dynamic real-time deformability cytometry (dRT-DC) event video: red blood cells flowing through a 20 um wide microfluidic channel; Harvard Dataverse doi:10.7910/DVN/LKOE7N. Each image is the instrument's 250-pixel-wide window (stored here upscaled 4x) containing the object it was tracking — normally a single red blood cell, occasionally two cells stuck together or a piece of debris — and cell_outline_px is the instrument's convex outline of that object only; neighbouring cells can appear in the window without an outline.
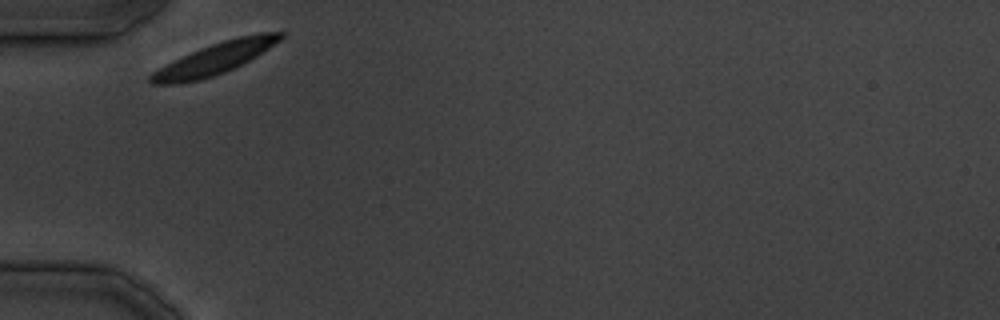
{"species": "common noctule bat (a hibernating species)", "species_latin": "Nyctalus noctula", "temperature_condition": "cold", "stored_images_in_passage": 22, "camera_frame_rate_fps": 3000, "um_per_image_px": 0.085, "animal": {"sex": "male", "body_mass_g": 19.5, "forearm_length_mm": 54.6}, "frame": {"image": 1, "passage_image": 1, "time_ms": 0.0, "image_size_px": [1000, 320], "cell_outline_px": [[284, 36], [280, 40], [256, 56], [224, 72], [200, 80], [180, 84], [152, 84], [148, 80], [148, 76], [152, 72], [192, 52], [212, 44], [224, 40], [240, 36], [260, 32], [284, 32]], "centroid_in_image_um": [18.25, 4.99], "position_along_channel_um": 66.8, "area_um2": 23.12}}
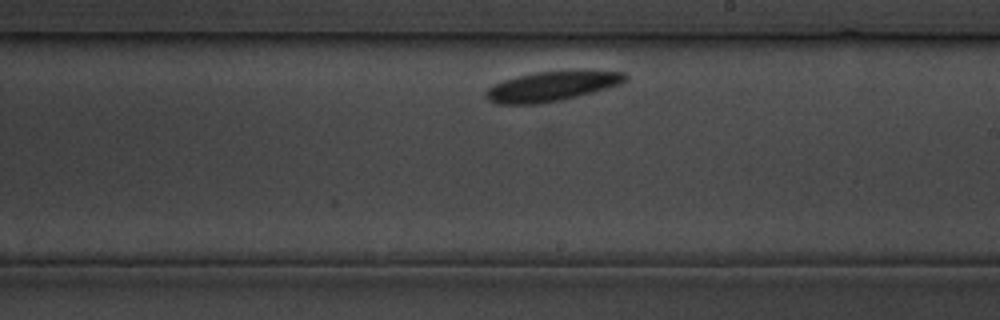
{"frame": {"image": 2, "passage_image": 13, "time_ms": 14.333, "image_size_px": [1000, 320], "cell_outline_px": [[628, 80], [620, 84], [592, 92], [560, 100], [540, 104], [496, 104], [488, 100], [484, 96], [484, 92], [488, 88], [504, 80], [516, 76], [536, 72], [624, 72], [628, 76]], "centroid_in_image_um": [46.82, 7.36], "position_along_channel_um": 242.2, "area_um2": 23.58}}